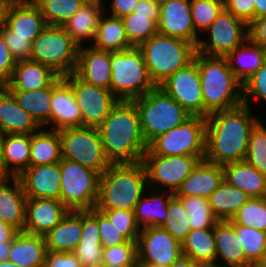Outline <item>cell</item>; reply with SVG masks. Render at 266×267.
I'll return each mask as SVG.
<instances>
[{"instance_id":"obj_1","label":"cell","mask_w":266,"mask_h":267,"mask_svg":"<svg viewBox=\"0 0 266 267\" xmlns=\"http://www.w3.org/2000/svg\"><path fill=\"white\" fill-rule=\"evenodd\" d=\"M259 121L244 103L210 113L206 118L204 159L220 166L244 160L251 130Z\"/></svg>"},{"instance_id":"obj_2","label":"cell","mask_w":266,"mask_h":267,"mask_svg":"<svg viewBox=\"0 0 266 267\" xmlns=\"http://www.w3.org/2000/svg\"><path fill=\"white\" fill-rule=\"evenodd\" d=\"M106 156L112 163L138 162L148 149L133 101H118L97 127Z\"/></svg>"},{"instance_id":"obj_3","label":"cell","mask_w":266,"mask_h":267,"mask_svg":"<svg viewBox=\"0 0 266 267\" xmlns=\"http://www.w3.org/2000/svg\"><path fill=\"white\" fill-rule=\"evenodd\" d=\"M148 186L144 163H112L99 179L96 209L134 211L139 199Z\"/></svg>"},{"instance_id":"obj_4","label":"cell","mask_w":266,"mask_h":267,"mask_svg":"<svg viewBox=\"0 0 266 267\" xmlns=\"http://www.w3.org/2000/svg\"><path fill=\"white\" fill-rule=\"evenodd\" d=\"M194 60L201 78L204 118L210 113L232 109L243 103V84L230 69L226 57L196 52Z\"/></svg>"},{"instance_id":"obj_5","label":"cell","mask_w":266,"mask_h":267,"mask_svg":"<svg viewBox=\"0 0 266 267\" xmlns=\"http://www.w3.org/2000/svg\"><path fill=\"white\" fill-rule=\"evenodd\" d=\"M155 86L194 60L197 46L186 40L160 33L138 47Z\"/></svg>"},{"instance_id":"obj_6","label":"cell","mask_w":266,"mask_h":267,"mask_svg":"<svg viewBox=\"0 0 266 267\" xmlns=\"http://www.w3.org/2000/svg\"><path fill=\"white\" fill-rule=\"evenodd\" d=\"M144 139L149 144L157 136L183 124L191 115L159 86L133 100Z\"/></svg>"},{"instance_id":"obj_7","label":"cell","mask_w":266,"mask_h":267,"mask_svg":"<svg viewBox=\"0 0 266 267\" xmlns=\"http://www.w3.org/2000/svg\"><path fill=\"white\" fill-rule=\"evenodd\" d=\"M110 66V90L119 101H133L156 87L138 47L111 52Z\"/></svg>"},{"instance_id":"obj_8","label":"cell","mask_w":266,"mask_h":267,"mask_svg":"<svg viewBox=\"0 0 266 267\" xmlns=\"http://www.w3.org/2000/svg\"><path fill=\"white\" fill-rule=\"evenodd\" d=\"M79 48L62 26L47 25L32 42L30 60L64 77L75 72Z\"/></svg>"},{"instance_id":"obj_9","label":"cell","mask_w":266,"mask_h":267,"mask_svg":"<svg viewBox=\"0 0 266 267\" xmlns=\"http://www.w3.org/2000/svg\"><path fill=\"white\" fill-rule=\"evenodd\" d=\"M59 164L61 175L59 200L69 210L95 208L100 174L84 165L64 158Z\"/></svg>"},{"instance_id":"obj_10","label":"cell","mask_w":266,"mask_h":267,"mask_svg":"<svg viewBox=\"0 0 266 267\" xmlns=\"http://www.w3.org/2000/svg\"><path fill=\"white\" fill-rule=\"evenodd\" d=\"M205 153L206 118L191 116L183 124L153 139L144 155L205 156Z\"/></svg>"},{"instance_id":"obj_11","label":"cell","mask_w":266,"mask_h":267,"mask_svg":"<svg viewBox=\"0 0 266 267\" xmlns=\"http://www.w3.org/2000/svg\"><path fill=\"white\" fill-rule=\"evenodd\" d=\"M59 132L62 158L84 165L100 175L112 164L97 127H67Z\"/></svg>"},{"instance_id":"obj_12","label":"cell","mask_w":266,"mask_h":267,"mask_svg":"<svg viewBox=\"0 0 266 267\" xmlns=\"http://www.w3.org/2000/svg\"><path fill=\"white\" fill-rule=\"evenodd\" d=\"M205 32L209 38L199 40L197 52L206 56L226 57L249 38L248 25L225 9Z\"/></svg>"},{"instance_id":"obj_13","label":"cell","mask_w":266,"mask_h":267,"mask_svg":"<svg viewBox=\"0 0 266 267\" xmlns=\"http://www.w3.org/2000/svg\"><path fill=\"white\" fill-rule=\"evenodd\" d=\"M204 158L205 156L190 155H144L142 162L147 171V187L154 189H158L159 185L161 189L169 187V192L175 194L196 164Z\"/></svg>"},{"instance_id":"obj_14","label":"cell","mask_w":266,"mask_h":267,"mask_svg":"<svg viewBox=\"0 0 266 267\" xmlns=\"http://www.w3.org/2000/svg\"><path fill=\"white\" fill-rule=\"evenodd\" d=\"M81 110L82 126L98 127L119 101L109 89L85 83L74 73L63 77Z\"/></svg>"},{"instance_id":"obj_15","label":"cell","mask_w":266,"mask_h":267,"mask_svg":"<svg viewBox=\"0 0 266 267\" xmlns=\"http://www.w3.org/2000/svg\"><path fill=\"white\" fill-rule=\"evenodd\" d=\"M159 87L174 98L191 116L204 117L201 78L195 60L176 71Z\"/></svg>"},{"instance_id":"obj_16","label":"cell","mask_w":266,"mask_h":267,"mask_svg":"<svg viewBox=\"0 0 266 267\" xmlns=\"http://www.w3.org/2000/svg\"><path fill=\"white\" fill-rule=\"evenodd\" d=\"M138 263L170 267L183 254L181 243L161 226L142 228L137 240Z\"/></svg>"},{"instance_id":"obj_17","label":"cell","mask_w":266,"mask_h":267,"mask_svg":"<svg viewBox=\"0 0 266 267\" xmlns=\"http://www.w3.org/2000/svg\"><path fill=\"white\" fill-rule=\"evenodd\" d=\"M158 33L176 37L195 44L199 43L190 11V0H169L160 7Z\"/></svg>"},{"instance_id":"obj_18","label":"cell","mask_w":266,"mask_h":267,"mask_svg":"<svg viewBox=\"0 0 266 267\" xmlns=\"http://www.w3.org/2000/svg\"><path fill=\"white\" fill-rule=\"evenodd\" d=\"M69 212L59 199L27 198L23 232L44 236Z\"/></svg>"},{"instance_id":"obj_19","label":"cell","mask_w":266,"mask_h":267,"mask_svg":"<svg viewBox=\"0 0 266 267\" xmlns=\"http://www.w3.org/2000/svg\"><path fill=\"white\" fill-rule=\"evenodd\" d=\"M27 198L59 199L60 164L29 166L18 176Z\"/></svg>"},{"instance_id":"obj_20","label":"cell","mask_w":266,"mask_h":267,"mask_svg":"<svg viewBox=\"0 0 266 267\" xmlns=\"http://www.w3.org/2000/svg\"><path fill=\"white\" fill-rule=\"evenodd\" d=\"M50 122L53 130L82 127L81 110L70 84L61 76L52 82Z\"/></svg>"},{"instance_id":"obj_21","label":"cell","mask_w":266,"mask_h":267,"mask_svg":"<svg viewBox=\"0 0 266 267\" xmlns=\"http://www.w3.org/2000/svg\"><path fill=\"white\" fill-rule=\"evenodd\" d=\"M5 24L12 36L29 37L31 43L47 26L40 8L31 0H11Z\"/></svg>"},{"instance_id":"obj_22","label":"cell","mask_w":266,"mask_h":267,"mask_svg":"<svg viewBox=\"0 0 266 267\" xmlns=\"http://www.w3.org/2000/svg\"><path fill=\"white\" fill-rule=\"evenodd\" d=\"M111 52L93 46L80 47L74 74L85 83L110 90Z\"/></svg>"},{"instance_id":"obj_23","label":"cell","mask_w":266,"mask_h":267,"mask_svg":"<svg viewBox=\"0 0 266 267\" xmlns=\"http://www.w3.org/2000/svg\"><path fill=\"white\" fill-rule=\"evenodd\" d=\"M81 237L74 253L82 267H102L103 248L98 228V209L81 210Z\"/></svg>"},{"instance_id":"obj_24","label":"cell","mask_w":266,"mask_h":267,"mask_svg":"<svg viewBox=\"0 0 266 267\" xmlns=\"http://www.w3.org/2000/svg\"><path fill=\"white\" fill-rule=\"evenodd\" d=\"M223 180V166L203 159L196 164L191 173L184 179L175 195L208 198Z\"/></svg>"},{"instance_id":"obj_25","label":"cell","mask_w":266,"mask_h":267,"mask_svg":"<svg viewBox=\"0 0 266 267\" xmlns=\"http://www.w3.org/2000/svg\"><path fill=\"white\" fill-rule=\"evenodd\" d=\"M41 127L16 102L13 95L0 87V132L2 134H33Z\"/></svg>"},{"instance_id":"obj_26","label":"cell","mask_w":266,"mask_h":267,"mask_svg":"<svg viewBox=\"0 0 266 267\" xmlns=\"http://www.w3.org/2000/svg\"><path fill=\"white\" fill-rule=\"evenodd\" d=\"M9 179H12L11 186L7 184ZM26 201L27 197L18 177L0 178V219L3 222L23 231Z\"/></svg>"},{"instance_id":"obj_27","label":"cell","mask_w":266,"mask_h":267,"mask_svg":"<svg viewBox=\"0 0 266 267\" xmlns=\"http://www.w3.org/2000/svg\"><path fill=\"white\" fill-rule=\"evenodd\" d=\"M59 75L50 67L32 60L17 61L7 90L32 91L48 87Z\"/></svg>"},{"instance_id":"obj_28","label":"cell","mask_w":266,"mask_h":267,"mask_svg":"<svg viewBox=\"0 0 266 267\" xmlns=\"http://www.w3.org/2000/svg\"><path fill=\"white\" fill-rule=\"evenodd\" d=\"M216 246V261L222 259L223 267H254L244 254L235 227L229 221H219L213 228Z\"/></svg>"},{"instance_id":"obj_29","label":"cell","mask_w":266,"mask_h":267,"mask_svg":"<svg viewBox=\"0 0 266 267\" xmlns=\"http://www.w3.org/2000/svg\"><path fill=\"white\" fill-rule=\"evenodd\" d=\"M81 232V210H69L62 220L44 235L46 248L52 252H74Z\"/></svg>"},{"instance_id":"obj_30","label":"cell","mask_w":266,"mask_h":267,"mask_svg":"<svg viewBox=\"0 0 266 267\" xmlns=\"http://www.w3.org/2000/svg\"><path fill=\"white\" fill-rule=\"evenodd\" d=\"M46 253L44 236L20 231L11 241L8 260L20 267H44Z\"/></svg>"},{"instance_id":"obj_31","label":"cell","mask_w":266,"mask_h":267,"mask_svg":"<svg viewBox=\"0 0 266 267\" xmlns=\"http://www.w3.org/2000/svg\"><path fill=\"white\" fill-rule=\"evenodd\" d=\"M224 179L232 186L247 193L251 198L266 197V175L247 161L242 160L223 166Z\"/></svg>"},{"instance_id":"obj_32","label":"cell","mask_w":266,"mask_h":267,"mask_svg":"<svg viewBox=\"0 0 266 267\" xmlns=\"http://www.w3.org/2000/svg\"><path fill=\"white\" fill-rule=\"evenodd\" d=\"M2 156L4 178L18 177L29 167L30 134H3Z\"/></svg>"},{"instance_id":"obj_33","label":"cell","mask_w":266,"mask_h":267,"mask_svg":"<svg viewBox=\"0 0 266 267\" xmlns=\"http://www.w3.org/2000/svg\"><path fill=\"white\" fill-rule=\"evenodd\" d=\"M103 5L84 3L82 7L62 27L70 37L81 47L85 39L93 40L99 21L104 14ZM104 9V10H103ZM89 38V39H88Z\"/></svg>"},{"instance_id":"obj_34","label":"cell","mask_w":266,"mask_h":267,"mask_svg":"<svg viewBox=\"0 0 266 267\" xmlns=\"http://www.w3.org/2000/svg\"><path fill=\"white\" fill-rule=\"evenodd\" d=\"M230 69L243 84L266 61V50L249 38L226 56Z\"/></svg>"},{"instance_id":"obj_35","label":"cell","mask_w":266,"mask_h":267,"mask_svg":"<svg viewBox=\"0 0 266 267\" xmlns=\"http://www.w3.org/2000/svg\"><path fill=\"white\" fill-rule=\"evenodd\" d=\"M251 197L225 179L208 197L213 214L219 221H230Z\"/></svg>"},{"instance_id":"obj_36","label":"cell","mask_w":266,"mask_h":267,"mask_svg":"<svg viewBox=\"0 0 266 267\" xmlns=\"http://www.w3.org/2000/svg\"><path fill=\"white\" fill-rule=\"evenodd\" d=\"M61 160V141L57 130L39 129L30 134L29 166L53 164Z\"/></svg>"},{"instance_id":"obj_37","label":"cell","mask_w":266,"mask_h":267,"mask_svg":"<svg viewBox=\"0 0 266 267\" xmlns=\"http://www.w3.org/2000/svg\"><path fill=\"white\" fill-rule=\"evenodd\" d=\"M8 91L13 95L18 105L30 114L41 128L45 127L46 124L49 125L52 83L48 87L32 91Z\"/></svg>"},{"instance_id":"obj_38","label":"cell","mask_w":266,"mask_h":267,"mask_svg":"<svg viewBox=\"0 0 266 267\" xmlns=\"http://www.w3.org/2000/svg\"><path fill=\"white\" fill-rule=\"evenodd\" d=\"M104 16H106L104 18ZM93 47L110 52H120L132 48L122 18L102 15L94 39Z\"/></svg>"},{"instance_id":"obj_39","label":"cell","mask_w":266,"mask_h":267,"mask_svg":"<svg viewBox=\"0 0 266 267\" xmlns=\"http://www.w3.org/2000/svg\"><path fill=\"white\" fill-rule=\"evenodd\" d=\"M148 190H150L151 197L143 198L144 196H142L134 209L136 222L140 229L141 227L162 226L165 223L169 198L173 195L171 192H166L168 193L166 197L162 191L160 195L159 192H155V189L149 188Z\"/></svg>"},{"instance_id":"obj_40","label":"cell","mask_w":266,"mask_h":267,"mask_svg":"<svg viewBox=\"0 0 266 267\" xmlns=\"http://www.w3.org/2000/svg\"><path fill=\"white\" fill-rule=\"evenodd\" d=\"M183 256L194 262H216L213 228L191 230L181 242Z\"/></svg>"},{"instance_id":"obj_41","label":"cell","mask_w":266,"mask_h":267,"mask_svg":"<svg viewBox=\"0 0 266 267\" xmlns=\"http://www.w3.org/2000/svg\"><path fill=\"white\" fill-rule=\"evenodd\" d=\"M128 41L132 47H139L158 32L159 15L130 13L122 17Z\"/></svg>"},{"instance_id":"obj_42","label":"cell","mask_w":266,"mask_h":267,"mask_svg":"<svg viewBox=\"0 0 266 267\" xmlns=\"http://www.w3.org/2000/svg\"><path fill=\"white\" fill-rule=\"evenodd\" d=\"M186 210L191 230L214 228L219 222L213 214L208 198L197 196H177Z\"/></svg>"},{"instance_id":"obj_43","label":"cell","mask_w":266,"mask_h":267,"mask_svg":"<svg viewBox=\"0 0 266 267\" xmlns=\"http://www.w3.org/2000/svg\"><path fill=\"white\" fill-rule=\"evenodd\" d=\"M47 25L62 26L85 3L83 0H34Z\"/></svg>"},{"instance_id":"obj_44","label":"cell","mask_w":266,"mask_h":267,"mask_svg":"<svg viewBox=\"0 0 266 267\" xmlns=\"http://www.w3.org/2000/svg\"><path fill=\"white\" fill-rule=\"evenodd\" d=\"M229 222L266 232V197L250 198Z\"/></svg>"},{"instance_id":"obj_45","label":"cell","mask_w":266,"mask_h":267,"mask_svg":"<svg viewBox=\"0 0 266 267\" xmlns=\"http://www.w3.org/2000/svg\"><path fill=\"white\" fill-rule=\"evenodd\" d=\"M246 259L255 267L266 252V232L244 225H233Z\"/></svg>"},{"instance_id":"obj_46","label":"cell","mask_w":266,"mask_h":267,"mask_svg":"<svg viewBox=\"0 0 266 267\" xmlns=\"http://www.w3.org/2000/svg\"><path fill=\"white\" fill-rule=\"evenodd\" d=\"M161 227L168 231L180 243L191 231L186 210L181 200L175 194L169 198L167 218Z\"/></svg>"},{"instance_id":"obj_47","label":"cell","mask_w":266,"mask_h":267,"mask_svg":"<svg viewBox=\"0 0 266 267\" xmlns=\"http://www.w3.org/2000/svg\"><path fill=\"white\" fill-rule=\"evenodd\" d=\"M223 9L224 0H190L195 32H205Z\"/></svg>"},{"instance_id":"obj_48","label":"cell","mask_w":266,"mask_h":267,"mask_svg":"<svg viewBox=\"0 0 266 267\" xmlns=\"http://www.w3.org/2000/svg\"><path fill=\"white\" fill-rule=\"evenodd\" d=\"M244 160L266 175V126L261 120L251 130Z\"/></svg>"},{"instance_id":"obj_49","label":"cell","mask_w":266,"mask_h":267,"mask_svg":"<svg viewBox=\"0 0 266 267\" xmlns=\"http://www.w3.org/2000/svg\"><path fill=\"white\" fill-rule=\"evenodd\" d=\"M102 264L108 267L138 264L137 241H128L118 246L104 248Z\"/></svg>"},{"instance_id":"obj_50","label":"cell","mask_w":266,"mask_h":267,"mask_svg":"<svg viewBox=\"0 0 266 267\" xmlns=\"http://www.w3.org/2000/svg\"><path fill=\"white\" fill-rule=\"evenodd\" d=\"M102 211L111 221V223L120 231L128 241H137L140 234V227L135 218L134 211L130 210H112L98 209Z\"/></svg>"},{"instance_id":"obj_51","label":"cell","mask_w":266,"mask_h":267,"mask_svg":"<svg viewBox=\"0 0 266 267\" xmlns=\"http://www.w3.org/2000/svg\"><path fill=\"white\" fill-rule=\"evenodd\" d=\"M0 35L16 62L30 60L32 43L29 37L12 36V30L6 24L0 31Z\"/></svg>"},{"instance_id":"obj_52","label":"cell","mask_w":266,"mask_h":267,"mask_svg":"<svg viewBox=\"0 0 266 267\" xmlns=\"http://www.w3.org/2000/svg\"><path fill=\"white\" fill-rule=\"evenodd\" d=\"M243 103L249 105V96L266 102V61L243 83Z\"/></svg>"},{"instance_id":"obj_53","label":"cell","mask_w":266,"mask_h":267,"mask_svg":"<svg viewBox=\"0 0 266 267\" xmlns=\"http://www.w3.org/2000/svg\"><path fill=\"white\" fill-rule=\"evenodd\" d=\"M98 228L101 241V247L109 248L118 246L128 242V240L120 234V231L111 223L110 219L98 210Z\"/></svg>"},{"instance_id":"obj_54","label":"cell","mask_w":266,"mask_h":267,"mask_svg":"<svg viewBox=\"0 0 266 267\" xmlns=\"http://www.w3.org/2000/svg\"><path fill=\"white\" fill-rule=\"evenodd\" d=\"M224 9L247 25L255 19L254 0H224Z\"/></svg>"},{"instance_id":"obj_55","label":"cell","mask_w":266,"mask_h":267,"mask_svg":"<svg viewBox=\"0 0 266 267\" xmlns=\"http://www.w3.org/2000/svg\"><path fill=\"white\" fill-rule=\"evenodd\" d=\"M16 60L0 35V87H5L12 76Z\"/></svg>"},{"instance_id":"obj_56","label":"cell","mask_w":266,"mask_h":267,"mask_svg":"<svg viewBox=\"0 0 266 267\" xmlns=\"http://www.w3.org/2000/svg\"><path fill=\"white\" fill-rule=\"evenodd\" d=\"M44 267H82L74 252H52L47 250Z\"/></svg>"},{"instance_id":"obj_57","label":"cell","mask_w":266,"mask_h":267,"mask_svg":"<svg viewBox=\"0 0 266 267\" xmlns=\"http://www.w3.org/2000/svg\"><path fill=\"white\" fill-rule=\"evenodd\" d=\"M249 39L266 50V16L255 18L248 25Z\"/></svg>"},{"instance_id":"obj_58","label":"cell","mask_w":266,"mask_h":267,"mask_svg":"<svg viewBox=\"0 0 266 267\" xmlns=\"http://www.w3.org/2000/svg\"><path fill=\"white\" fill-rule=\"evenodd\" d=\"M137 2L138 0H112V3H110V16L122 18L123 16L132 13Z\"/></svg>"},{"instance_id":"obj_59","label":"cell","mask_w":266,"mask_h":267,"mask_svg":"<svg viewBox=\"0 0 266 267\" xmlns=\"http://www.w3.org/2000/svg\"><path fill=\"white\" fill-rule=\"evenodd\" d=\"M160 7L152 0H138L134 6L133 13L143 15H159Z\"/></svg>"},{"instance_id":"obj_60","label":"cell","mask_w":266,"mask_h":267,"mask_svg":"<svg viewBox=\"0 0 266 267\" xmlns=\"http://www.w3.org/2000/svg\"><path fill=\"white\" fill-rule=\"evenodd\" d=\"M19 233L20 230L18 228L0 219V245L2 242H11Z\"/></svg>"},{"instance_id":"obj_61","label":"cell","mask_w":266,"mask_h":267,"mask_svg":"<svg viewBox=\"0 0 266 267\" xmlns=\"http://www.w3.org/2000/svg\"><path fill=\"white\" fill-rule=\"evenodd\" d=\"M11 0H0V31L5 26L6 21V11L10 4Z\"/></svg>"},{"instance_id":"obj_62","label":"cell","mask_w":266,"mask_h":267,"mask_svg":"<svg viewBox=\"0 0 266 267\" xmlns=\"http://www.w3.org/2000/svg\"><path fill=\"white\" fill-rule=\"evenodd\" d=\"M255 1V18L266 16V0Z\"/></svg>"},{"instance_id":"obj_63","label":"cell","mask_w":266,"mask_h":267,"mask_svg":"<svg viewBox=\"0 0 266 267\" xmlns=\"http://www.w3.org/2000/svg\"><path fill=\"white\" fill-rule=\"evenodd\" d=\"M194 263L191 258L182 255L170 267H193Z\"/></svg>"},{"instance_id":"obj_64","label":"cell","mask_w":266,"mask_h":267,"mask_svg":"<svg viewBox=\"0 0 266 267\" xmlns=\"http://www.w3.org/2000/svg\"><path fill=\"white\" fill-rule=\"evenodd\" d=\"M11 242H2L0 245V262L7 261L9 258Z\"/></svg>"},{"instance_id":"obj_65","label":"cell","mask_w":266,"mask_h":267,"mask_svg":"<svg viewBox=\"0 0 266 267\" xmlns=\"http://www.w3.org/2000/svg\"><path fill=\"white\" fill-rule=\"evenodd\" d=\"M3 134L0 132V178H4V164L2 156Z\"/></svg>"},{"instance_id":"obj_66","label":"cell","mask_w":266,"mask_h":267,"mask_svg":"<svg viewBox=\"0 0 266 267\" xmlns=\"http://www.w3.org/2000/svg\"><path fill=\"white\" fill-rule=\"evenodd\" d=\"M193 267H223V265L216 264V262H195Z\"/></svg>"},{"instance_id":"obj_67","label":"cell","mask_w":266,"mask_h":267,"mask_svg":"<svg viewBox=\"0 0 266 267\" xmlns=\"http://www.w3.org/2000/svg\"><path fill=\"white\" fill-rule=\"evenodd\" d=\"M0 267H20L9 260L0 262Z\"/></svg>"},{"instance_id":"obj_68","label":"cell","mask_w":266,"mask_h":267,"mask_svg":"<svg viewBox=\"0 0 266 267\" xmlns=\"http://www.w3.org/2000/svg\"><path fill=\"white\" fill-rule=\"evenodd\" d=\"M255 267H266V252L264 253L261 260L256 264Z\"/></svg>"},{"instance_id":"obj_69","label":"cell","mask_w":266,"mask_h":267,"mask_svg":"<svg viewBox=\"0 0 266 267\" xmlns=\"http://www.w3.org/2000/svg\"><path fill=\"white\" fill-rule=\"evenodd\" d=\"M138 267H165V266H159V265L147 264V263H138Z\"/></svg>"},{"instance_id":"obj_70","label":"cell","mask_w":266,"mask_h":267,"mask_svg":"<svg viewBox=\"0 0 266 267\" xmlns=\"http://www.w3.org/2000/svg\"><path fill=\"white\" fill-rule=\"evenodd\" d=\"M85 3L104 4L103 0H83Z\"/></svg>"},{"instance_id":"obj_71","label":"cell","mask_w":266,"mask_h":267,"mask_svg":"<svg viewBox=\"0 0 266 267\" xmlns=\"http://www.w3.org/2000/svg\"><path fill=\"white\" fill-rule=\"evenodd\" d=\"M156 5L161 7L163 4H166L169 0H152Z\"/></svg>"},{"instance_id":"obj_72","label":"cell","mask_w":266,"mask_h":267,"mask_svg":"<svg viewBox=\"0 0 266 267\" xmlns=\"http://www.w3.org/2000/svg\"><path fill=\"white\" fill-rule=\"evenodd\" d=\"M102 267H108V266L103 265ZM120 267H138V264H127V265H122Z\"/></svg>"}]
</instances>
